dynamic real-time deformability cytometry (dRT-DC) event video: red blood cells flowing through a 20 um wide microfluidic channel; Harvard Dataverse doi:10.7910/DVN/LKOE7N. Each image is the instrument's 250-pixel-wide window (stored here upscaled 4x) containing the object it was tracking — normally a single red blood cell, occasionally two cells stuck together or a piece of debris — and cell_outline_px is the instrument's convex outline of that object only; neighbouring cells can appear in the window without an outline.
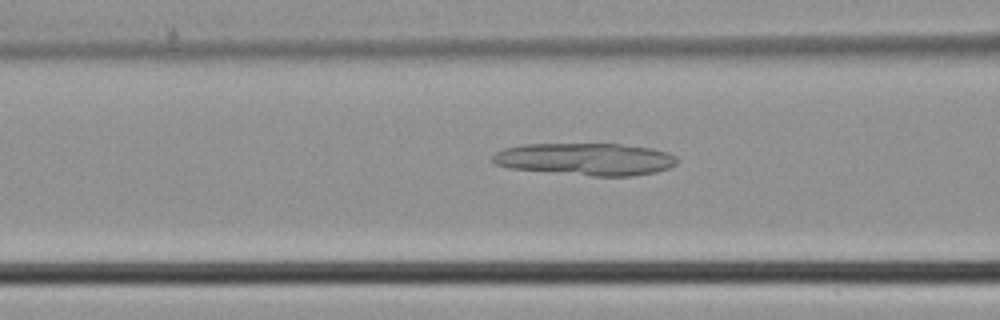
{"species": "common noctule bat (a hibernating species)", "species_latin": "Nyctalus noctula", "temperature_condition": "cold", "stored_images_in_passage": 39, "camera_frame_rate_fps": 3000, "um_per_image_px": 0.085, "animal": {"sex": "male", "body_mass_g": 21.5, "forearm_length_mm": 52.0}, "frame": {"image": 1, "passage_image": 18, "time_ms": 5.667, "image_size_px": [1000, 320], "cell_outline_px": [[676, 164], [668, 168], [656, 172], [632, 176], [592, 176], [508, 168], [496, 164], [492, 160], [492, 156], [496, 152], [504, 148], [520, 144], [620, 144], [652, 148], [668, 152], [676, 156]], "centroid_in_image_um": [49.77, 13.53], "position_along_channel_um": 116.8, "area_um2": 34.8}}
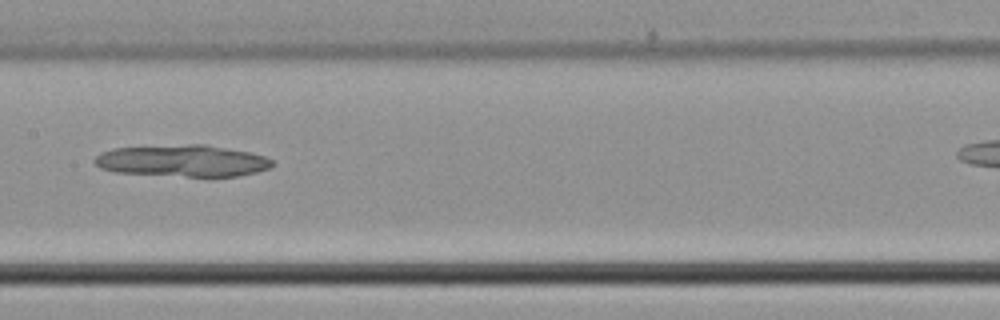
{"frame": {"image": 2, "passage_image": 23, "time_ms": 7.333, "image_size_px": [1000, 320], "cell_outline_px": [[272, 168], [256, 172], [236, 176], [184, 176], [116, 172], [100, 168], [92, 160], [100, 152], [112, 148], [188, 144], [208, 144], [248, 152], [264, 156], [272, 160]], "centroid_in_image_um": [15.49, 13.66], "position_along_channel_um": 191.9, "area_um2": 32.83}}
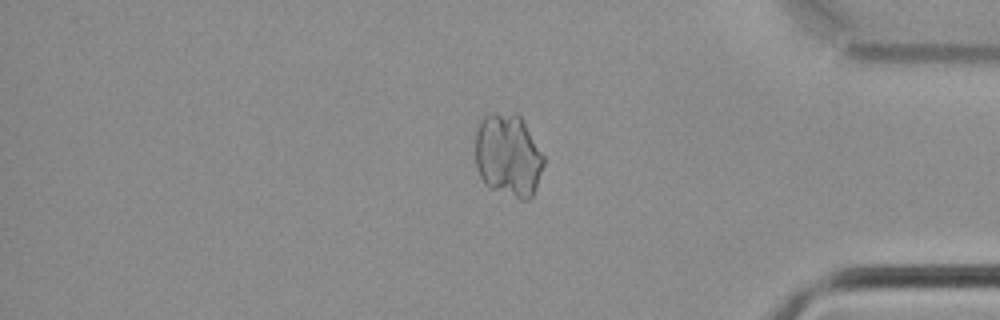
{"frame": {"image": 3, "passage_image": 38, "time_ms": 12.333, "image_size_px": [1000, 320], "cell_outline_px": [[544, 164], [536, 188], [532, 196], [528, 200], [520, 200], [488, 188], [484, 184], [476, 168], [476, 132], [480, 120], [488, 112], [516, 112], [520, 116], [544, 156]], "centroid_in_image_um": [43.18, 13.21], "position_along_channel_um": 392.0, "area_um2": 33.52}}